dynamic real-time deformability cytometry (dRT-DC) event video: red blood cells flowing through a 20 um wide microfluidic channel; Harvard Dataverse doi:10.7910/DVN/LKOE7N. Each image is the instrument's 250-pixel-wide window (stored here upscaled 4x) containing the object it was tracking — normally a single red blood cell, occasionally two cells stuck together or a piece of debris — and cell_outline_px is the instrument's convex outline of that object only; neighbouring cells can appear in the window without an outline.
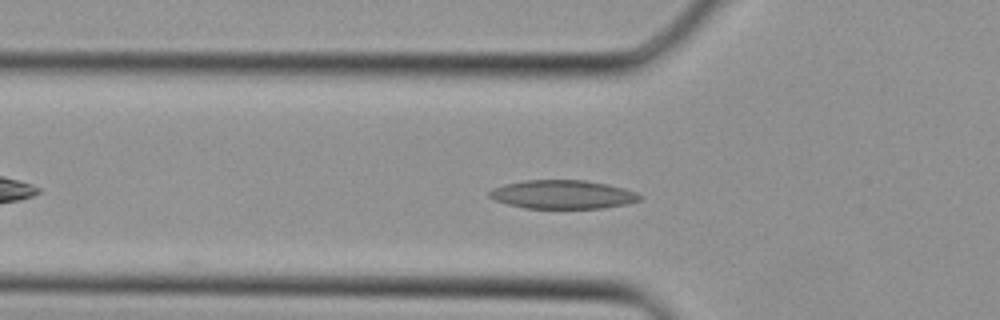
{"species": "Egyptian fruit bat (a non-hibernating species)", "species_latin": "Rousettus aegyptiacus", "temperature_condition": "cold", "stored_images_in_passage": 4, "camera_frame_rate_fps": 3000, "um_per_image_px": 0.085, "animal": {"sex": "female"}, "frame": {"image": 1, "passage_image": 2, "time_ms": 0.333, "image_size_px": [1000, 320], "cell_outline_px": [[644, 196], [640, 200], [628, 204], [600, 208], [524, 208], [508, 204], [496, 200], [488, 196], [488, 192], [492, 188], [504, 184], [524, 180], [584, 180], [624, 188], [636, 192]], "centroid_in_image_um": [47.83, 16.53], "position_along_channel_um": 78.0, "area_um2": 25.09}}
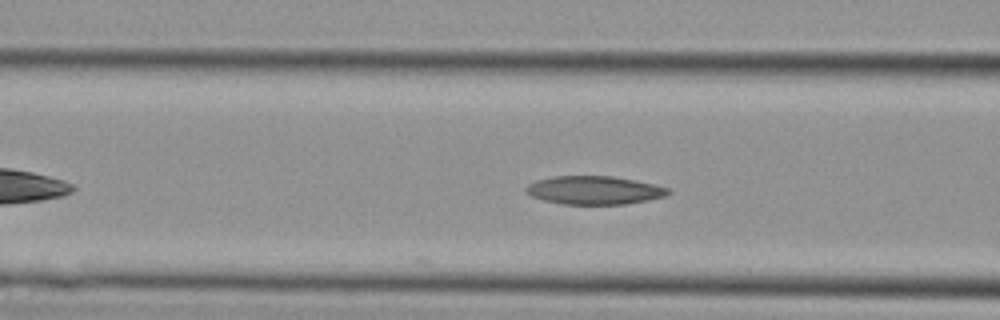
{"frame": {"image": 2, "passage_image": 4, "time_ms": 1.0, "image_size_px": [1000, 320], "cell_outline_px": [[672, 192], [664, 196], [648, 200], [624, 204], [564, 204], [544, 200], [532, 196], [524, 192], [524, 188], [528, 184], [536, 180], [552, 176], [612, 176], [636, 180], [656, 184], [672, 188]], "centroid_in_image_um": [50.53, 16.16], "position_along_channel_um": 116.1, "area_um2": 23.7}}